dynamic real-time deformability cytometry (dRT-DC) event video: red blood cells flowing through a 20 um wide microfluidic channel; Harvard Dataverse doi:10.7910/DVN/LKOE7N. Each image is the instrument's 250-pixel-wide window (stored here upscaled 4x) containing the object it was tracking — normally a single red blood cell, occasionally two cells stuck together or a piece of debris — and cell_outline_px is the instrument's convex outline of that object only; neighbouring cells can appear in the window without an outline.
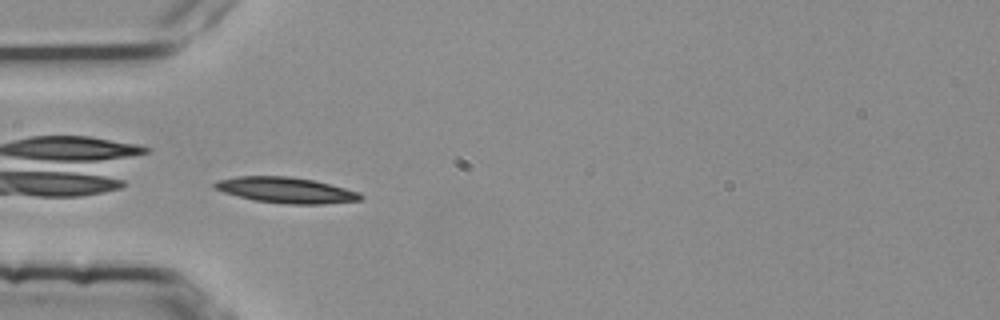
{"species": "common noctule bat (a hibernating species)", "species_latin": "Nyctalus noctula", "temperature_condition": "room temperature", "stored_images_in_passage": 34, "camera_frame_rate_fps": 3000, "um_per_image_px": 0.085, "animal": {"sex": "female", "body_mass_g": 25.1}, "frame": {"image": 1, "passage_image": 1, "time_ms": 0.0, "image_size_px": [1000, 320], "cell_outline_px": [[364, 200], [324, 204], [288, 204], [256, 200], [224, 192], [216, 188], [212, 184], [216, 180], [236, 176], [288, 176], [316, 180], [360, 192], [364, 196]], "centroid_in_image_um": [24.38, 16.15], "position_along_channel_um": 60.6, "area_um2": 21.96}, "authors_computed_cell_mechanics": {"area_um2": 22.1374, "velocity_mm_per_s": 3.755, "shape_relaxation_time_tau1_ms": null, "shape_relaxation_time_tau2_ms": 8.9261, "deformation_change_tau1": null, "deformation_change_tau2": 0.121}}